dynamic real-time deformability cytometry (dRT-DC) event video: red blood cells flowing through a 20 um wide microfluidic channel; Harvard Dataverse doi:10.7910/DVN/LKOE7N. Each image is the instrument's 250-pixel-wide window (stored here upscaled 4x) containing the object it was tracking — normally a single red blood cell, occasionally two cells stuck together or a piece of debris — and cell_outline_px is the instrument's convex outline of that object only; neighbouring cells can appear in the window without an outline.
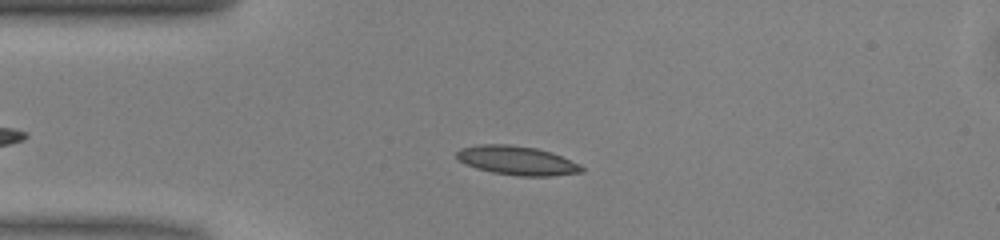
{"species": "common noctule bat (a hibernating species)", "species_latin": "Nyctalus noctula", "temperature_condition": "warm", "stored_images_in_passage": 36, "camera_frame_rate_fps": 3000, "um_per_image_px": 0.085, "animal": {"sex": "male", "body_mass_g": 13.0, "forearm_length_mm": 53.1}, "frame": {"image": 1, "passage_image": 2, "time_ms": 0.333, "image_size_px": [1000, 240], "cell_outline_px": [[584, 172], [552, 176], [516, 176], [492, 172], [476, 168], [464, 164], [456, 156], [456, 152], [460, 148], [480, 144], [508, 144], [536, 148], [552, 152], [580, 164], [584, 168]], "centroid_in_image_um": [43.95, 13.64], "position_along_channel_um": 41.0, "area_um2": 21.27}}
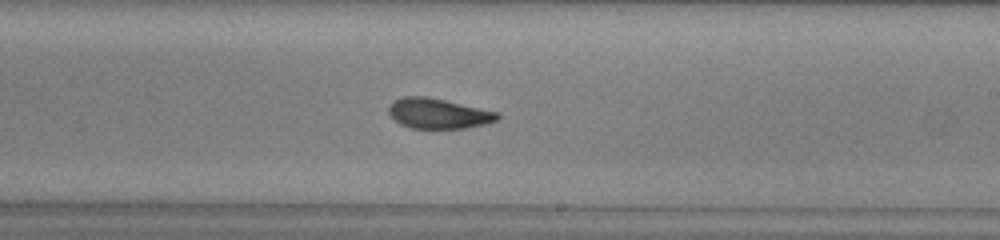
{"frame": {"image": 2, "passage_image": 19, "time_ms": 6.0, "image_size_px": [1000, 240], "cell_outline_px": [[500, 120], [484, 124], [464, 128], [412, 128], [400, 124], [388, 112], [388, 108], [396, 100], [404, 96], [428, 96], [500, 112]], "centroid_in_image_um": [37.31, 9.64], "position_along_channel_um": 251.7, "area_um2": 19.13}}
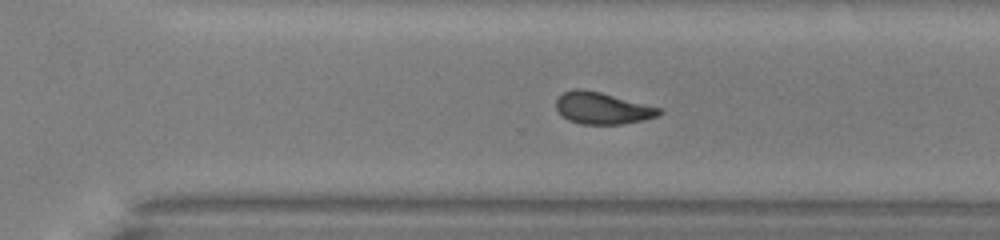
{"frame": {"image": 3, "passage_image": 24, "time_ms": 7.667, "image_size_px": [1000, 240], "cell_outline_px": [[664, 112], [660, 116], [620, 124], [580, 124], [568, 120], [556, 108], [556, 100], [564, 92], [576, 88], [580, 88], [600, 92], [660, 108]], "centroid_in_image_um": [51.2, 9.2], "position_along_channel_um": 319.4, "area_um2": 18.84}, "authors_computed_cell_mechanics": {"area_um2": 20.2011, "velocity_mm_per_s": 4.0661, "shape_relaxation_time_tau1_ms": 7.0137, "shape_relaxation_time_tau2_ms": 1.6554, "deformation_change_tau1": 0.204, "deformation_change_tau2": 0.0744}}